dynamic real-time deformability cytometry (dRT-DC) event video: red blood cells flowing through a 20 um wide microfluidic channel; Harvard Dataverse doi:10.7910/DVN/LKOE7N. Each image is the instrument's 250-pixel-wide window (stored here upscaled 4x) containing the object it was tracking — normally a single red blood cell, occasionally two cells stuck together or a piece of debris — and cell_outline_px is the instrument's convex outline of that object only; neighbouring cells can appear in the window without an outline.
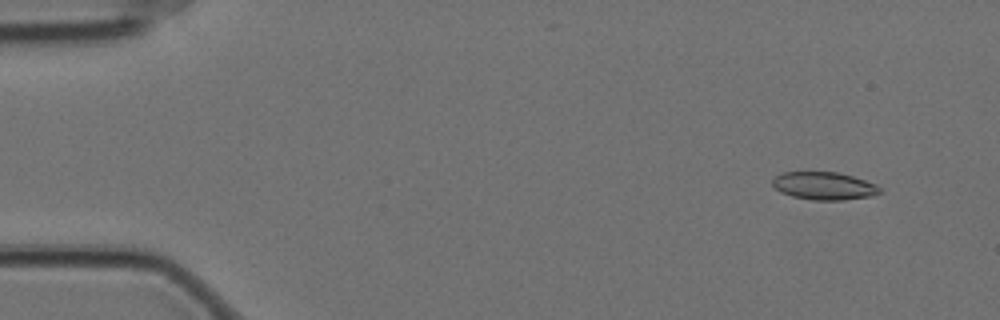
{"species": "Egyptian fruit bat (a non-hibernating species)", "species_latin": "Rousettus aegyptiacus", "temperature_condition": "cold", "stored_images_in_passage": 59, "camera_frame_rate_fps": 3000, "um_per_image_px": 0.085, "animal": {"sex": "female"}, "frame": {"image": 1, "passage_image": 5, "time_ms": 1.333, "image_size_px": [1000, 320], "cell_outline_px": [[880, 192], [872, 196], [844, 200], [812, 200], [792, 196], [780, 192], [772, 184], [772, 180], [780, 172], [840, 172], [876, 184], [880, 188]], "centroid_in_image_um": [70.03, 15.8], "position_along_channel_um": 15.0, "area_um2": 17.4}}
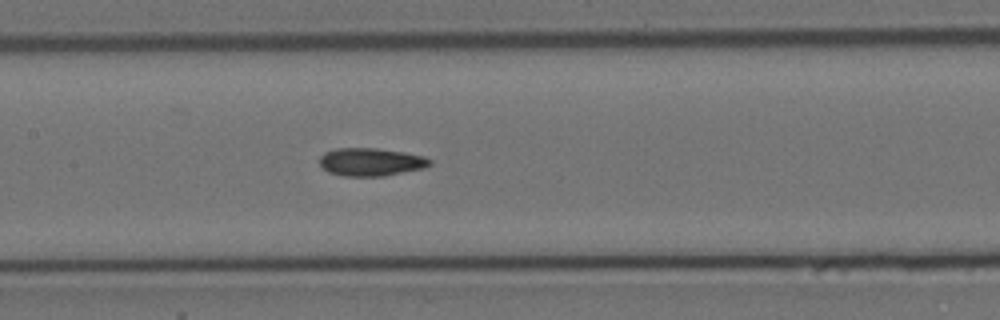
{"frame": {"image": 2, "passage_image": 28, "time_ms": 9.0, "image_size_px": [1000, 320], "cell_outline_px": [[432, 164], [424, 168], [384, 176], [344, 176], [328, 172], [320, 164], [320, 156], [324, 152], [336, 148], [376, 148], [404, 152], [424, 156], [432, 160]], "centroid_in_image_um": [31.54, 13.76], "position_along_channel_um": 175.9, "area_um2": 18.03}}
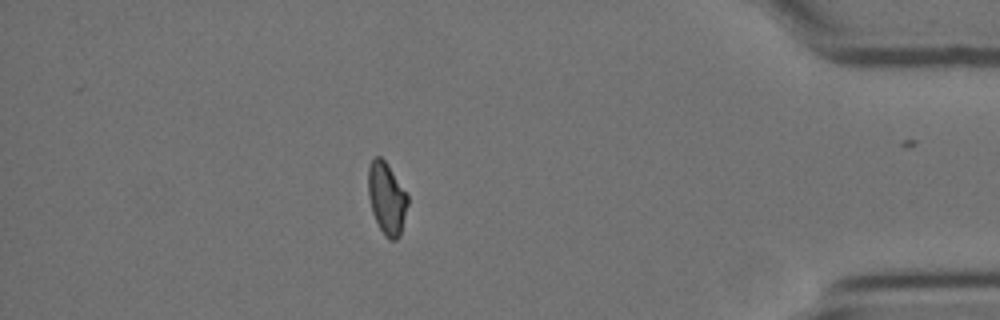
{"frame": {"image": 3, "passage_image": 51, "time_ms": 16.667, "image_size_px": [1000, 320], "cell_outline_px": [[408, 204], [400, 236], [396, 240], [388, 240], [384, 236], [372, 212], [368, 196], [368, 168], [372, 160], [376, 156], [380, 156], [384, 160], [408, 196]], "centroid_in_image_um": [32.86, 16.9], "position_along_channel_um": 402.3, "area_um2": 16.42}, "authors_computed_cell_mechanics": {"area_um2": 17.5134, "velocity_mm_per_s": 3.4933, "shape_relaxation_time_tau1_ms": null, "shape_relaxation_time_tau2_ms": 3.8516, "deformation_change_tau1": null, "deformation_change_tau2": 0.0842}}